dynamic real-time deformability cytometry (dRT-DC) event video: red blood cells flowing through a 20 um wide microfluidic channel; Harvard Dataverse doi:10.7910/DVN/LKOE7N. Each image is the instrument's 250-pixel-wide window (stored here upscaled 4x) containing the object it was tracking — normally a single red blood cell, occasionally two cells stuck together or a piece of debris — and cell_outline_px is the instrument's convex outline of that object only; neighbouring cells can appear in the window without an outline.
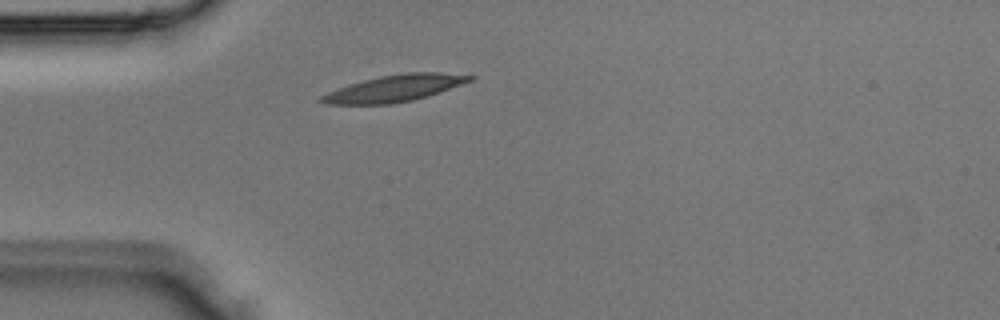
{"species": "Egyptian fruit bat (a non-hibernating species)", "species_latin": "Rousettus aegyptiacus", "temperature_condition": "room temperature", "stored_images_in_passage": 1, "camera_frame_rate_fps": 3000, "um_per_image_px": 0.085, "animal": {"sex": "male"}, "frame": {"image": 1, "passage_image": 1, "time_ms": 0.0, "image_size_px": [1000, 320], "cell_outline_px": [[476, 80], [428, 96], [412, 100], [392, 104], [328, 104], [320, 100], [320, 96], [328, 92], [364, 80], [380, 76], [404, 72], [440, 72], [476, 76]], "centroid_in_image_um": [33.64, 7.49], "position_along_channel_um": 51.4, "area_um2": 22.95}}